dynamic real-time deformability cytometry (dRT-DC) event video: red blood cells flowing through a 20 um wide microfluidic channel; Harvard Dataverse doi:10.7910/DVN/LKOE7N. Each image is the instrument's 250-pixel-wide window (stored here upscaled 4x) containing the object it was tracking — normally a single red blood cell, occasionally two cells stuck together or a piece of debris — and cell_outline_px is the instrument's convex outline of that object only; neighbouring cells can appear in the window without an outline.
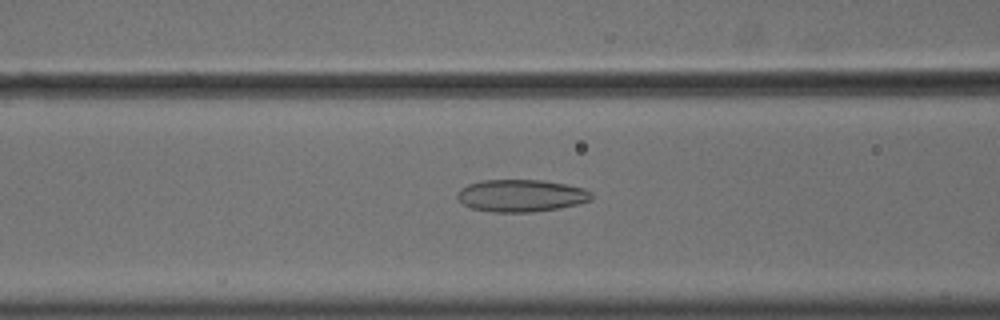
{"species": "common noctule bat (a hibernating species)", "species_latin": "Nyctalus noctula", "temperature_condition": "cold", "stored_images_in_passage": 57, "camera_frame_rate_fps": 3000, "um_per_image_px": 0.085, "animal": {"sex": "male", "body_mass_g": 18.8}, "frame": {"image": 1, "passage_image": 24, "time_ms": 7.667, "image_size_px": [1000, 320], "cell_outline_px": [[592, 200], [560, 208], [532, 212], [492, 212], [472, 208], [464, 204], [456, 196], [456, 192], [460, 188], [468, 184], [480, 180], [544, 180], [568, 184], [584, 188], [592, 192]], "centroid_in_image_um": [44.3, 16.62], "position_along_channel_um": 122.3, "area_um2": 25.43}}
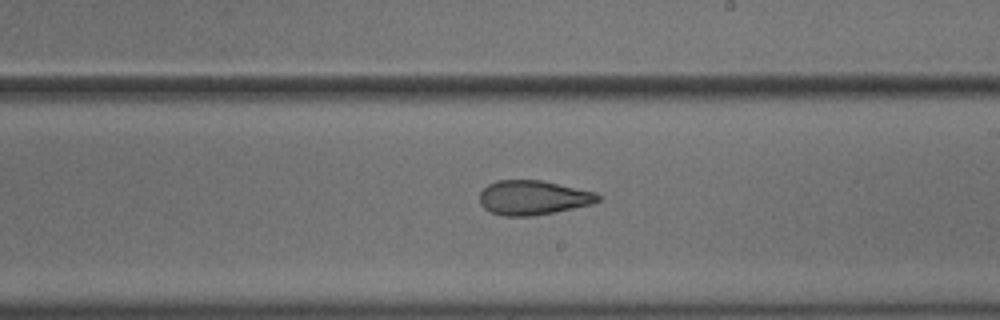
{"frame": {"image": 2, "passage_image": 34, "time_ms": 11.0, "image_size_px": [1000, 320], "cell_outline_px": [[600, 200], [592, 204], [532, 216], [504, 216], [492, 212], [484, 208], [480, 204], [480, 192], [488, 184], [496, 180], [540, 180], [596, 192], [600, 196]], "centroid_in_image_um": [45.29, 16.79], "position_along_channel_um": 243.7, "area_um2": 23.58}}
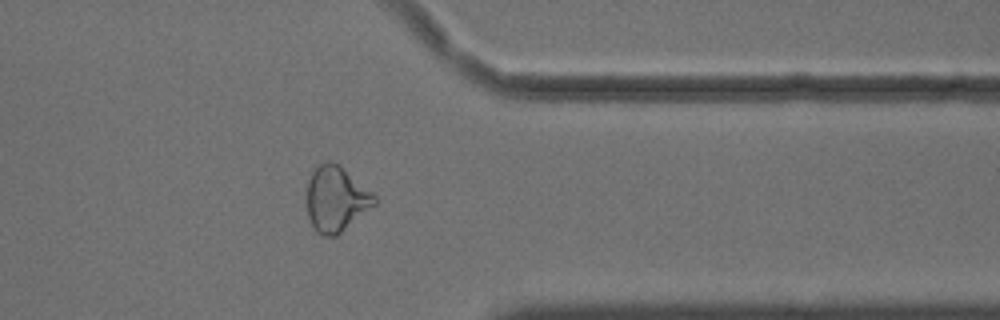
{"frame": {"image": 3, "passage_image": 46, "time_ms": 15.0, "image_size_px": [1000, 320], "cell_outline_px": [[376, 204], [336, 236], [324, 236], [316, 232], [308, 216], [308, 180], [312, 168], [316, 164], [324, 160], [328, 160], [340, 164], [372, 192], [376, 196]], "centroid_in_image_um": [28.56, 16.86], "position_along_channel_um": 382.8, "area_um2": 25.89}}